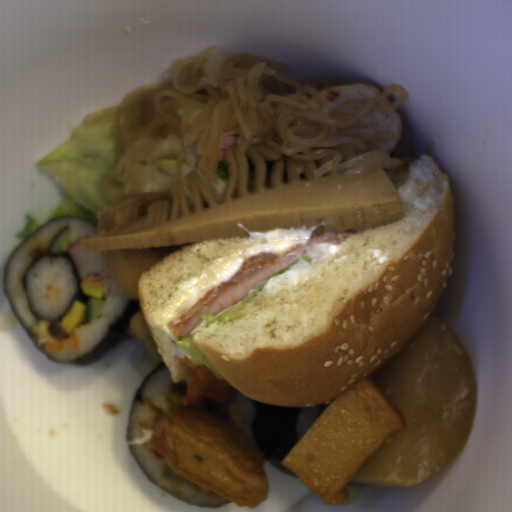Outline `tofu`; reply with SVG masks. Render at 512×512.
<instances>
[{"instance_id":"ead7c124","label":"tofu","mask_w":512,"mask_h":512,"mask_svg":"<svg viewBox=\"0 0 512 512\" xmlns=\"http://www.w3.org/2000/svg\"><path fill=\"white\" fill-rule=\"evenodd\" d=\"M150 449L176 474L240 509L268 500L266 455L241 424L219 413L179 404L152 428Z\"/></svg>"},{"instance_id":"5b9d583a","label":"tofu","mask_w":512,"mask_h":512,"mask_svg":"<svg viewBox=\"0 0 512 512\" xmlns=\"http://www.w3.org/2000/svg\"><path fill=\"white\" fill-rule=\"evenodd\" d=\"M393 401L371 379L359 378L335 398L281 462L323 505H344L346 487L384 445L407 430Z\"/></svg>"}]
</instances>
